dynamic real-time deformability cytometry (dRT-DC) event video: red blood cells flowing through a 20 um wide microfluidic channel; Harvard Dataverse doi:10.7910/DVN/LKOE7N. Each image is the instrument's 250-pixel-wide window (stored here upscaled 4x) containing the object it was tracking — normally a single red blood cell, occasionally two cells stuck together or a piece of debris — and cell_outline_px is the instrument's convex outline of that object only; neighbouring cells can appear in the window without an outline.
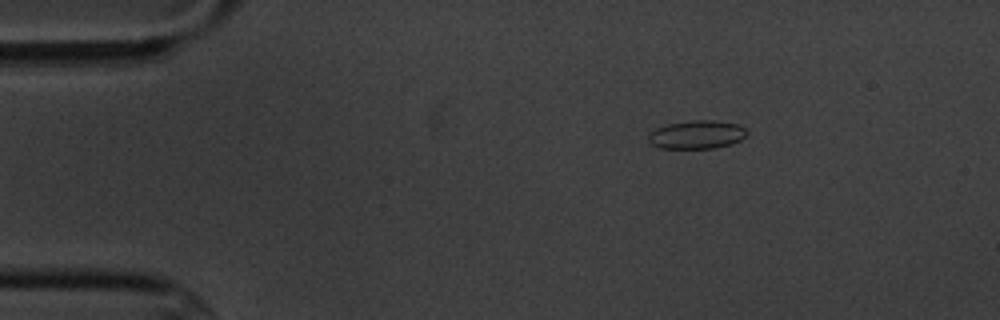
{"species": "common noctule bat (a hibernating species)", "species_latin": "Nyctalus noctula", "temperature_condition": "cold", "stored_images_in_passage": 5, "segment_of_instrument_passage": [1, 2], "camera_frame_rate_fps": 3000, "um_per_image_px": 0.085, "animal": {"sex": "male", "body_mass_g": 20.1, "forearm_length_mm": 53.5}, "frame": {"image": 1, "passage_image": 2, "time_ms": 1.0, "image_size_px": [1000, 320], "cell_outline_px": [[748, 132], [740, 140], [732, 144], [716, 148], [660, 148], [652, 144], [648, 140], [648, 136], [656, 128], [668, 124], [696, 120], [712, 120], [736, 124], [744, 128]], "centroid_in_image_um": [59.23, 11.45], "position_along_channel_um": 25.8, "area_um2": 16.07}}